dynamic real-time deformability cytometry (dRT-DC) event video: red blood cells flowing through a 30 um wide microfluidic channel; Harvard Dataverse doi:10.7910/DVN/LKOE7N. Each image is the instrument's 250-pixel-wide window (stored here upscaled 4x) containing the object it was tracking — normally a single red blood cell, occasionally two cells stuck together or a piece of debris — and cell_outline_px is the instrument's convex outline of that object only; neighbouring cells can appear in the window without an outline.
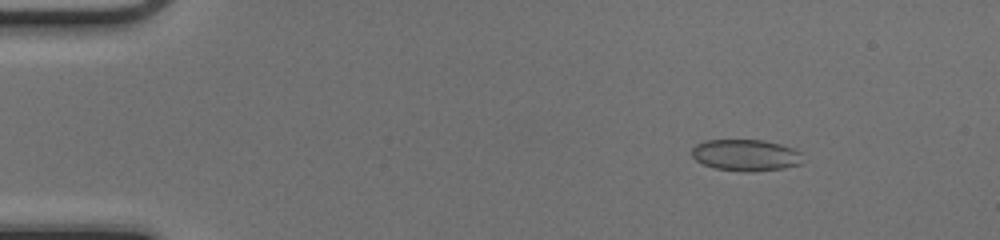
{"species": "common noctule bat (a hibernating species)", "species_latin": "Nyctalus noctula", "temperature_condition": "cold", "stored_images_in_passage": 36, "camera_frame_rate_fps": 3000, "um_per_image_px": 0.085, "animal": {"sex": "female", "body_mass_g": 17.0, "forearm_length_mm": 48.0}, "frame": {"image": 1, "passage_image": 1, "time_ms": 0.0, "image_size_px": [1000, 240], "cell_outline_px": [[800, 164], [784, 168], [752, 172], [744, 172], [716, 168], [704, 164], [696, 160], [692, 156], [692, 148], [696, 144], [704, 140], [764, 140], [780, 144], [792, 148], [800, 152]], "centroid_in_image_um": [63.36, 13.18], "position_along_channel_um": 21.6, "area_um2": 20.29}}
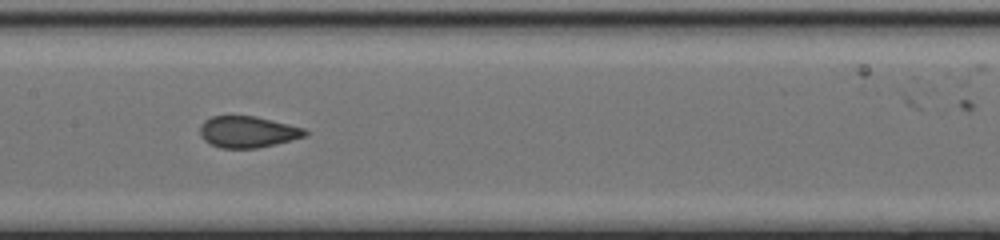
{"frame": {"image": 2, "passage_image": 20, "time_ms": 6.333, "image_size_px": [1000, 240], "cell_outline_px": [[308, 136], [276, 144], [256, 148], [220, 148], [204, 140], [200, 136], [200, 124], [204, 120], [212, 116], [256, 116], [304, 128], [308, 132]], "centroid_in_image_um": [21.06, 11.21], "position_along_channel_um": 186.3, "area_um2": 19.31}}
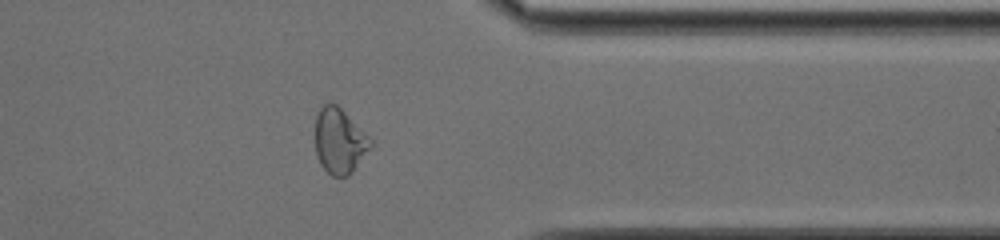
{"frame": {"image": 3, "passage_image": 35, "time_ms": 11.333, "image_size_px": [1000, 240], "cell_outline_px": [[372, 148], [352, 172], [348, 176], [332, 176], [320, 164], [316, 156], [316, 112], [328, 100], [336, 104], [372, 140]], "centroid_in_image_um": [28.85, 11.98], "position_along_channel_um": 382.6, "area_um2": 21.04}}